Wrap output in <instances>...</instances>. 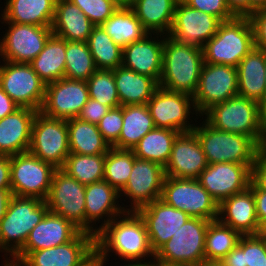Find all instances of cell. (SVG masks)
I'll use <instances>...</instances> for the list:
<instances>
[{
	"mask_svg": "<svg viewBox=\"0 0 266 266\" xmlns=\"http://www.w3.org/2000/svg\"><path fill=\"white\" fill-rule=\"evenodd\" d=\"M255 47L252 24L248 16H236L222 21L217 33L205 43V63L237 67L239 62Z\"/></svg>",
	"mask_w": 266,
	"mask_h": 266,
	"instance_id": "5b68a950",
	"label": "cell"
},
{
	"mask_svg": "<svg viewBox=\"0 0 266 266\" xmlns=\"http://www.w3.org/2000/svg\"><path fill=\"white\" fill-rule=\"evenodd\" d=\"M11 196H12L11 189H0V221L5 216Z\"/></svg>",
	"mask_w": 266,
	"mask_h": 266,
	"instance_id": "6f0895ef",
	"label": "cell"
},
{
	"mask_svg": "<svg viewBox=\"0 0 266 266\" xmlns=\"http://www.w3.org/2000/svg\"><path fill=\"white\" fill-rule=\"evenodd\" d=\"M95 248L105 259L112 252L124 262L154 263L145 223L136 211H126L103 227L95 237Z\"/></svg>",
	"mask_w": 266,
	"mask_h": 266,
	"instance_id": "6da1fadb",
	"label": "cell"
},
{
	"mask_svg": "<svg viewBox=\"0 0 266 266\" xmlns=\"http://www.w3.org/2000/svg\"><path fill=\"white\" fill-rule=\"evenodd\" d=\"M226 2L236 16H248V0H226Z\"/></svg>",
	"mask_w": 266,
	"mask_h": 266,
	"instance_id": "9f6ffc18",
	"label": "cell"
},
{
	"mask_svg": "<svg viewBox=\"0 0 266 266\" xmlns=\"http://www.w3.org/2000/svg\"><path fill=\"white\" fill-rule=\"evenodd\" d=\"M49 211L45 201L12 195L0 221V251L13 258L24 246L31 230Z\"/></svg>",
	"mask_w": 266,
	"mask_h": 266,
	"instance_id": "277c9868",
	"label": "cell"
},
{
	"mask_svg": "<svg viewBox=\"0 0 266 266\" xmlns=\"http://www.w3.org/2000/svg\"><path fill=\"white\" fill-rule=\"evenodd\" d=\"M160 199L190 217L218 220L219 204L198 179L165 176Z\"/></svg>",
	"mask_w": 266,
	"mask_h": 266,
	"instance_id": "ba28073f",
	"label": "cell"
},
{
	"mask_svg": "<svg viewBox=\"0 0 266 266\" xmlns=\"http://www.w3.org/2000/svg\"><path fill=\"white\" fill-rule=\"evenodd\" d=\"M242 235L219 220L211 221L205 238V262H218L235 248Z\"/></svg>",
	"mask_w": 266,
	"mask_h": 266,
	"instance_id": "74e56055",
	"label": "cell"
},
{
	"mask_svg": "<svg viewBox=\"0 0 266 266\" xmlns=\"http://www.w3.org/2000/svg\"><path fill=\"white\" fill-rule=\"evenodd\" d=\"M122 124L123 106L110 109L98 122L97 127L110 147L118 142Z\"/></svg>",
	"mask_w": 266,
	"mask_h": 266,
	"instance_id": "f6af8a7d",
	"label": "cell"
},
{
	"mask_svg": "<svg viewBox=\"0 0 266 266\" xmlns=\"http://www.w3.org/2000/svg\"><path fill=\"white\" fill-rule=\"evenodd\" d=\"M64 77L87 81L97 70L87 42L66 41Z\"/></svg>",
	"mask_w": 266,
	"mask_h": 266,
	"instance_id": "60d3db41",
	"label": "cell"
},
{
	"mask_svg": "<svg viewBox=\"0 0 266 266\" xmlns=\"http://www.w3.org/2000/svg\"><path fill=\"white\" fill-rule=\"evenodd\" d=\"M202 116V123L195 126L196 134L208 164H253L263 149L251 138L242 134L217 130Z\"/></svg>",
	"mask_w": 266,
	"mask_h": 266,
	"instance_id": "8992f818",
	"label": "cell"
},
{
	"mask_svg": "<svg viewBox=\"0 0 266 266\" xmlns=\"http://www.w3.org/2000/svg\"><path fill=\"white\" fill-rule=\"evenodd\" d=\"M100 26L121 48L148 34L130 6H120Z\"/></svg>",
	"mask_w": 266,
	"mask_h": 266,
	"instance_id": "d590c367",
	"label": "cell"
},
{
	"mask_svg": "<svg viewBox=\"0 0 266 266\" xmlns=\"http://www.w3.org/2000/svg\"><path fill=\"white\" fill-rule=\"evenodd\" d=\"M2 266H25L21 261L15 260L13 258H4Z\"/></svg>",
	"mask_w": 266,
	"mask_h": 266,
	"instance_id": "94428289",
	"label": "cell"
},
{
	"mask_svg": "<svg viewBox=\"0 0 266 266\" xmlns=\"http://www.w3.org/2000/svg\"><path fill=\"white\" fill-rule=\"evenodd\" d=\"M56 168L29 151L10 157L12 195L46 200Z\"/></svg>",
	"mask_w": 266,
	"mask_h": 266,
	"instance_id": "30bf717a",
	"label": "cell"
},
{
	"mask_svg": "<svg viewBox=\"0 0 266 266\" xmlns=\"http://www.w3.org/2000/svg\"><path fill=\"white\" fill-rule=\"evenodd\" d=\"M0 189H11L9 156L0 155Z\"/></svg>",
	"mask_w": 266,
	"mask_h": 266,
	"instance_id": "db71d44e",
	"label": "cell"
},
{
	"mask_svg": "<svg viewBox=\"0 0 266 266\" xmlns=\"http://www.w3.org/2000/svg\"><path fill=\"white\" fill-rule=\"evenodd\" d=\"M154 128L153 118L146 104L125 105L121 134L113 148L132 150Z\"/></svg>",
	"mask_w": 266,
	"mask_h": 266,
	"instance_id": "e575fe53",
	"label": "cell"
},
{
	"mask_svg": "<svg viewBox=\"0 0 266 266\" xmlns=\"http://www.w3.org/2000/svg\"><path fill=\"white\" fill-rule=\"evenodd\" d=\"M110 109L111 108L109 106L103 105L100 102L89 98L87 103L82 107L77 118L97 125Z\"/></svg>",
	"mask_w": 266,
	"mask_h": 266,
	"instance_id": "681fc988",
	"label": "cell"
},
{
	"mask_svg": "<svg viewBox=\"0 0 266 266\" xmlns=\"http://www.w3.org/2000/svg\"><path fill=\"white\" fill-rule=\"evenodd\" d=\"M19 108L20 106H18L0 87V119L14 113Z\"/></svg>",
	"mask_w": 266,
	"mask_h": 266,
	"instance_id": "11a10c76",
	"label": "cell"
},
{
	"mask_svg": "<svg viewBox=\"0 0 266 266\" xmlns=\"http://www.w3.org/2000/svg\"><path fill=\"white\" fill-rule=\"evenodd\" d=\"M136 212L145 223L154 253L190 218L187 213L166 204L161 199L154 200Z\"/></svg>",
	"mask_w": 266,
	"mask_h": 266,
	"instance_id": "7402d4cb",
	"label": "cell"
},
{
	"mask_svg": "<svg viewBox=\"0 0 266 266\" xmlns=\"http://www.w3.org/2000/svg\"><path fill=\"white\" fill-rule=\"evenodd\" d=\"M95 25L70 0H56L52 33L70 42H87Z\"/></svg>",
	"mask_w": 266,
	"mask_h": 266,
	"instance_id": "f1b7e54d",
	"label": "cell"
},
{
	"mask_svg": "<svg viewBox=\"0 0 266 266\" xmlns=\"http://www.w3.org/2000/svg\"><path fill=\"white\" fill-rule=\"evenodd\" d=\"M204 63L203 49L164 35L162 73L159 86L194 96Z\"/></svg>",
	"mask_w": 266,
	"mask_h": 266,
	"instance_id": "3957f363",
	"label": "cell"
},
{
	"mask_svg": "<svg viewBox=\"0 0 266 266\" xmlns=\"http://www.w3.org/2000/svg\"><path fill=\"white\" fill-rule=\"evenodd\" d=\"M67 127L70 153L98 155L111 148L95 124L72 118L67 120Z\"/></svg>",
	"mask_w": 266,
	"mask_h": 266,
	"instance_id": "836d02e7",
	"label": "cell"
},
{
	"mask_svg": "<svg viewBox=\"0 0 266 266\" xmlns=\"http://www.w3.org/2000/svg\"><path fill=\"white\" fill-rule=\"evenodd\" d=\"M28 151L56 169L62 168L70 154L67 120L52 118L38 111Z\"/></svg>",
	"mask_w": 266,
	"mask_h": 266,
	"instance_id": "9c48e42d",
	"label": "cell"
},
{
	"mask_svg": "<svg viewBox=\"0 0 266 266\" xmlns=\"http://www.w3.org/2000/svg\"><path fill=\"white\" fill-rule=\"evenodd\" d=\"M248 17L253 28L255 47L266 52V8L257 9Z\"/></svg>",
	"mask_w": 266,
	"mask_h": 266,
	"instance_id": "c3c4849f",
	"label": "cell"
},
{
	"mask_svg": "<svg viewBox=\"0 0 266 266\" xmlns=\"http://www.w3.org/2000/svg\"><path fill=\"white\" fill-rule=\"evenodd\" d=\"M250 189L266 190V152L262 151L251 165Z\"/></svg>",
	"mask_w": 266,
	"mask_h": 266,
	"instance_id": "f907efd6",
	"label": "cell"
},
{
	"mask_svg": "<svg viewBox=\"0 0 266 266\" xmlns=\"http://www.w3.org/2000/svg\"><path fill=\"white\" fill-rule=\"evenodd\" d=\"M261 8H266V0H248V16Z\"/></svg>",
	"mask_w": 266,
	"mask_h": 266,
	"instance_id": "91938a15",
	"label": "cell"
},
{
	"mask_svg": "<svg viewBox=\"0 0 266 266\" xmlns=\"http://www.w3.org/2000/svg\"><path fill=\"white\" fill-rule=\"evenodd\" d=\"M251 165L230 162L208 164L198 181L220 204L224 199L249 187Z\"/></svg>",
	"mask_w": 266,
	"mask_h": 266,
	"instance_id": "ffe728a7",
	"label": "cell"
},
{
	"mask_svg": "<svg viewBox=\"0 0 266 266\" xmlns=\"http://www.w3.org/2000/svg\"><path fill=\"white\" fill-rule=\"evenodd\" d=\"M211 221L190 217L154 257L155 264L167 266H201L205 263V238Z\"/></svg>",
	"mask_w": 266,
	"mask_h": 266,
	"instance_id": "52a82bcc",
	"label": "cell"
},
{
	"mask_svg": "<svg viewBox=\"0 0 266 266\" xmlns=\"http://www.w3.org/2000/svg\"><path fill=\"white\" fill-rule=\"evenodd\" d=\"M80 230L66 218L48 211L31 230L23 248L13 257L22 261L30 252L56 247L71 241Z\"/></svg>",
	"mask_w": 266,
	"mask_h": 266,
	"instance_id": "d4e9b609",
	"label": "cell"
},
{
	"mask_svg": "<svg viewBox=\"0 0 266 266\" xmlns=\"http://www.w3.org/2000/svg\"><path fill=\"white\" fill-rule=\"evenodd\" d=\"M121 106L147 104L159 83L150 76L139 74L124 66L113 69Z\"/></svg>",
	"mask_w": 266,
	"mask_h": 266,
	"instance_id": "4dcf8cb0",
	"label": "cell"
},
{
	"mask_svg": "<svg viewBox=\"0 0 266 266\" xmlns=\"http://www.w3.org/2000/svg\"><path fill=\"white\" fill-rule=\"evenodd\" d=\"M95 251V236L80 231L71 241L32 251L21 262L25 266H88Z\"/></svg>",
	"mask_w": 266,
	"mask_h": 266,
	"instance_id": "2e32d148",
	"label": "cell"
},
{
	"mask_svg": "<svg viewBox=\"0 0 266 266\" xmlns=\"http://www.w3.org/2000/svg\"><path fill=\"white\" fill-rule=\"evenodd\" d=\"M88 266H95V253L93 255L91 263Z\"/></svg>",
	"mask_w": 266,
	"mask_h": 266,
	"instance_id": "03108f58",
	"label": "cell"
},
{
	"mask_svg": "<svg viewBox=\"0 0 266 266\" xmlns=\"http://www.w3.org/2000/svg\"><path fill=\"white\" fill-rule=\"evenodd\" d=\"M201 266H221L218 262H205Z\"/></svg>",
	"mask_w": 266,
	"mask_h": 266,
	"instance_id": "e7e4bbea",
	"label": "cell"
},
{
	"mask_svg": "<svg viewBox=\"0 0 266 266\" xmlns=\"http://www.w3.org/2000/svg\"><path fill=\"white\" fill-rule=\"evenodd\" d=\"M86 83L89 98L109 106L111 109L121 106L113 70L97 69Z\"/></svg>",
	"mask_w": 266,
	"mask_h": 266,
	"instance_id": "7bdbcfd3",
	"label": "cell"
},
{
	"mask_svg": "<svg viewBox=\"0 0 266 266\" xmlns=\"http://www.w3.org/2000/svg\"><path fill=\"white\" fill-rule=\"evenodd\" d=\"M207 165L196 134L193 131L180 133L173 143L170 158L164 167L165 176L198 179Z\"/></svg>",
	"mask_w": 266,
	"mask_h": 266,
	"instance_id": "603a6c76",
	"label": "cell"
},
{
	"mask_svg": "<svg viewBox=\"0 0 266 266\" xmlns=\"http://www.w3.org/2000/svg\"><path fill=\"white\" fill-rule=\"evenodd\" d=\"M244 266H266V239L258 235L243 236Z\"/></svg>",
	"mask_w": 266,
	"mask_h": 266,
	"instance_id": "bcb514c9",
	"label": "cell"
},
{
	"mask_svg": "<svg viewBox=\"0 0 266 266\" xmlns=\"http://www.w3.org/2000/svg\"><path fill=\"white\" fill-rule=\"evenodd\" d=\"M9 25L0 39V59L14 63H30L43 50L53 34L51 27L1 22Z\"/></svg>",
	"mask_w": 266,
	"mask_h": 266,
	"instance_id": "9a60e30c",
	"label": "cell"
},
{
	"mask_svg": "<svg viewBox=\"0 0 266 266\" xmlns=\"http://www.w3.org/2000/svg\"><path fill=\"white\" fill-rule=\"evenodd\" d=\"M190 7L217 17L221 22L236 17L226 0H183Z\"/></svg>",
	"mask_w": 266,
	"mask_h": 266,
	"instance_id": "7dc6e473",
	"label": "cell"
},
{
	"mask_svg": "<svg viewBox=\"0 0 266 266\" xmlns=\"http://www.w3.org/2000/svg\"><path fill=\"white\" fill-rule=\"evenodd\" d=\"M238 95L236 67L221 64L203 63L198 87L193 96L199 116L211 106L225 102Z\"/></svg>",
	"mask_w": 266,
	"mask_h": 266,
	"instance_id": "5bb4252c",
	"label": "cell"
},
{
	"mask_svg": "<svg viewBox=\"0 0 266 266\" xmlns=\"http://www.w3.org/2000/svg\"><path fill=\"white\" fill-rule=\"evenodd\" d=\"M266 52L254 47L236 67L238 95L258 102L266 109Z\"/></svg>",
	"mask_w": 266,
	"mask_h": 266,
	"instance_id": "83f0119b",
	"label": "cell"
},
{
	"mask_svg": "<svg viewBox=\"0 0 266 266\" xmlns=\"http://www.w3.org/2000/svg\"><path fill=\"white\" fill-rule=\"evenodd\" d=\"M106 262H109L108 258L105 259L104 257H101L95 251V266H105L107 265ZM124 264H121L120 266H152L153 265V264H147V263H141V262H128V263L126 262ZM116 266H117V263H116Z\"/></svg>",
	"mask_w": 266,
	"mask_h": 266,
	"instance_id": "680465c9",
	"label": "cell"
},
{
	"mask_svg": "<svg viewBox=\"0 0 266 266\" xmlns=\"http://www.w3.org/2000/svg\"><path fill=\"white\" fill-rule=\"evenodd\" d=\"M119 6H130L134 0H114Z\"/></svg>",
	"mask_w": 266,
	"mask_h": 266,
	"instance_id": "be15d7a7",
	"label": "cell"
},
{
	"mask_svg": "<svg viewBox=\"0 0 266 266\" xmlns=\"http://www.w3.org/2000/svg\"><path fill=\"white\" fill-rule=\"evenodd\" d=\"M152 266H167V265H161V264H155V263H153Z\"/></svg>",
	"mask_w": 266,
	"mask_h": 266,
	"instance_id": "003e7915",
	"label": "cell"
},
{
	"mask_svg": "<svg viewBox=\"0 0 266 266\" xmlns=\"http://www.w3.org/2000/svg\"><path fill=\"white\" fill-rule=\"evenodd\" d=\"M205 121L217 130L251 137L262 149L266 144V109L242 96L232 97L206 110Z\"/></svg>",
	"mask_w": 266,
	"mask_h": 266,
	"instance_id": "7a4b0ae2",
	"label": "cell"
},
{
	"mask_svg": "<svg viewBox=\"0 0 266 266\" xmlns=\"http://www.w3.org/2000/svg\"><path fill=\"white\" fill-rule=\"evenodd\" d=\"M135 158L132 150L111 147L106 153L104 180L120 192L128 182Z\"/></svg>",
	"mask_w": 266,
	"mask_h": 266,
	"instance_id": "b9f144b4",
	"label": "cell"
},
{
	"mask_svg": "<svg viewBox=\"0 0 266 266\" xmlns=\"http://www.w3.org/2000/svg\"><path fill=\"white\" fill-rule=\"evenodd\" d=\"M37 112L28 107H20L0 119L1 156L11 157L29 150L32 125Z\"/></svg>",
	"mask_w": 266,
	"mask_h": 266,
	"instance_id": "484cf974",
	"label": "cell"
},
{
	"mask_svg": "<svg viewBox=\"0 0 266 266\" xmlns=\"http://www.w3.org/2000/svg\"><path fill=\"white\" fill-rule=\"evenodd\" d=\"M163 48L164 35L148 33L141 40L122 48V66L136 73L150 76L159 83L162 73Z\"/></svg>",
	"mask_w": 266,
	"mask_h": 266,
	"instance_id": "cb8c5ba5",
	"label": "cell"
},
{
	"mask_svg": "<svg viewBox=\"0 0 266 266\" xmlns=\"http://www.w3.org/2000/svg\"><path fill=\"white\" fill-rule=\"evenodd\" d=\"M218 263L221 266H244L243 260V236L240 238L238 245L233 248Z\"/></svg>",
	"mask_w": 266,
	"mask_h": 266,
	"instance_id": "816d5d0a",
	"label": "cell"
},
{
	"mask_svg": "<svg viewBox=\"0 0 266 266\" xmlns=\"http://www.w3.org/2000/svg\"><path fill=\"white\" fill-rule=\"evenodd\" d=\"M0 87L18 106L41 110L46 85L30 63L3 61L0 65Z\"/></svg>",
	"mask_w": 266,
	"mask_h": 266,
	"instance_id": "8fae6325",
	"label": "cell"
},
{
	"mask_svg": "<svg viewBox=\"0 0 266 266\" xmlns=\"http://www.w3.org/2000/svg\"><path fill=\"white\" fill-rule=\"evenodd\" d=\"M146 105L156 128L185 133L192 132L196 126L189 120L191 113L197 117L199 115L191 95L169 91L159 86Z\"/></svg>",
	"mask_w": 266,
	"mask_h": 266,
	"instance_id": "4fadbf2b",
	"label": "cell"
},
{
	"mask_svg": "<svg viewBox=\"0 0 266 266\" xmlns=\"http://www.w3.org/2000/svg\"><path fill=\"white\" fill-rule=\"evenodd\" d=\"M85 188L59 168L54 171L45 200L50 212L66 218L81 232H86Z\"/></svg>",
	"mask_w": 266,
	"mask_h": 266,
	"instance_id": "7c38bea8",
	"label": "cell"
},
{
	"mask_svg": "<svg viewBox=\"0 0 266 266\" xmlns=\"http://www.w3.org/2000/svg\"><path fill=\"white\" fill-rule=\"evenodd\" d=\"M106 154L80 155L70 153L61 168L83 185L104 180Z\"/></svg>",
	"mask_w": 266,
	"mask_h": 266,
	"instance_id": "ab89813d",
	"label": "cell"
},
{
	"mask_svg": "<svg viewBox=\"0 0 266 266\" xmlns=\"http://www.w3.org/2000/svg\"><path fill=\"white\" fill-rule=\"evenodd\" d=\"M258 236L266 239V219L260 224Z\"/></svg>",
	"mask_w": 266,
	"mask_h": 266,
	"instance_id": "6125c7cd",
	"label": "cell"
},
{
	"mask_svg": "<svg viewBox=\"0 0 266 266\" xmlns=\"http://www.w3.org/2000/svg\"><path fill=\"white\" fill-rule=\"evenodd\" d=\"M178 0H134L130 5L148 33L168 35Z\"/></svg>",
	"mask_w": 266,
	"mask_h": 266,
	"instance_id": "1f68e13d",
	"label": "cell"
},
{
	"mask_svg": "<svg viewBox=\"0 0 266 266\" xmlns=\"http://www.w3.org/2000/svg\"><path fill=\"white\" fill-rule=\"evenodd\" d=\"M218 220L242 236L257 235L260 224L252 190H246L224 199L219 204Z\"/></svg>",
	"mask_w": 266,
	"mask_h": 266,
	"instance_id": "4316f807",
	"label": "cell"
},
{
	"mask_svg": "<svg viewBox=\"0 0 266 266\" xmlns=\"http://www.w3.org/2000/svg\"><path fill=\"white\" fill-rule=\"evenodd\" d=\"M87 44L97 69L113 70L122 65V48L100 25L93 27Z\"/></svg>",
	"mask_w": 266,
	"mask_h": 266,
	"instance_id": "f35d334b",
	"label": "cell"
},
{
	"mask_svg": "<svg viewBox=\"0 0 266 266\" xmlns=\"http://www.w3.org/2000/svg\"><path fill=\"white\" fill-rule=\"evenodd\" d=\"M119 198L120 192L105 180L86 185V233L96 237L97 233L103 229V227L108 225L114 218L128 211V206L124 207L119 204ZM100 219H102V221ZM100 221L102 223L101 225L99 224L98 227L97 224L100 223Z\"/></svg>",
	"mask_w": 266,
	"mask_h": 266,
	"instance_id": "44dd1931",
	"label": "cell"
},
{
	"mask_svg": "<svg viewBox=\"0 0 266 266\" xmlns=\"http://www.w3.org/2000/svg\"><path fill=\"white\" fill-rule=\"evenodd\" d=\"M66 40L52 34L43 50L30 64L40 79L48 85L64 78L66 63Z\"/></svg>",
	"mask_w": 266,
	"mask_h": 266,
	"instance_id": "d6a6232c",
	"label": "cell"
},
{
	"mask_svg": "<svg viewBox=\"0 0 266 266\" xmlns=\"http://www.w3.org/2000/svg\"><path fill=\"white\" fill-rule=\"evenodd\" d=\"M180 132L166 128H154L132 148L134 156L139 159L156 162L166 166L173 143Z\"/></svg>",
	"mask_w": 266,
	"mask_h": 266,
	"instance_id": "8d00e7d4",
	"label": "cell"
},
{
	"mask_svg": "<svg viewBox=\"0 0 266 266\" xmlns=\"http://www.w3.org/2000/svg\"><path fill=\"white\" fill-rule=\"evenodd\" d=\"M1 22L52 27L56 0H5Z\"/></svg>",
	"mask_w": 266,
	"mask_h": 266,
	"instance_id": "f546056e",
	"label": "cell"
},
{
	"mask_svg": "<svg viewBox=\"0 0 266 266\" xmlns=\"http://www.w3.org/2000/svg\"><path fill=\"white\" fill-rule=\"evenodd\" d=\"M165 169L162 165L148 160L135 158L133 169L120 197L128 199L131 205L128 211H137L154 200L160 199ZM122 194V195H121ZM124 194V196H123Z\"/></svg>",
	"mask_w": 266,
	"mask_h": 266,
	"instance_id": "ac0fdd59",
	"label": "cell"
},
{
	"mask_svg": "<svg viewBox=\"0 0 266 266\" xmlns=\"http://www.w3.org/2000/svg\"><path fill=\"white\" fill-rule=\"evenodd\" d=\"M256 206V217L261 224L266 219V190L251 189Z\"/></svg>",
	"mask_w": 266,
	"mask_h": 266,
	"instance_id": "f5cc1de1",
	"label": "cell"
},
{
	"mask_svg": "<svg viewBox=\"0 0 266 266\" xmlns=\"http://www.w3.org/2000/svg\"><path fill=\"white\" fill-rule=\"evenodd\" d=\"M88 99L86 81L64 77L46 85L45 99L40 112L63 120L77 118Z\"/></svg>",
	"mask_w": 266,
	"mask_h": 266,
	"instance_id": "d6986e66",
	"label": "cell"
},
{
	"mask_svg": "<svg viewBox=\"0 0 266 266\" xmlns=\"http://www.w3.org/2000/svg\"><path fill=\"white\" fill-rule=\"evenodd\" d=\"M95 25L104 23L120 6L114 0H70Z\"/></svg>",
	"mask_w": 266,
	"mask_h": 266,
	"instance_id": "ee69618b",
	"label": "cell"
},
{
	"mask_svg": "<svg viewBox=\"0 0 266 266\" xmlns=\"http://www.w3.org/2000/svg\"><path fill=\"white\" fill-rule=\"evenodd\" d=\"M220 23L217 17L190 7L183 0H178L168 36L178 42L202 49L217 33Z\"/></svg>",
	"mask_w": 266,
	"mask_h": 266,
	"instance_id": "e0dca14e",
	"label": "cell"
}]
</instances>
